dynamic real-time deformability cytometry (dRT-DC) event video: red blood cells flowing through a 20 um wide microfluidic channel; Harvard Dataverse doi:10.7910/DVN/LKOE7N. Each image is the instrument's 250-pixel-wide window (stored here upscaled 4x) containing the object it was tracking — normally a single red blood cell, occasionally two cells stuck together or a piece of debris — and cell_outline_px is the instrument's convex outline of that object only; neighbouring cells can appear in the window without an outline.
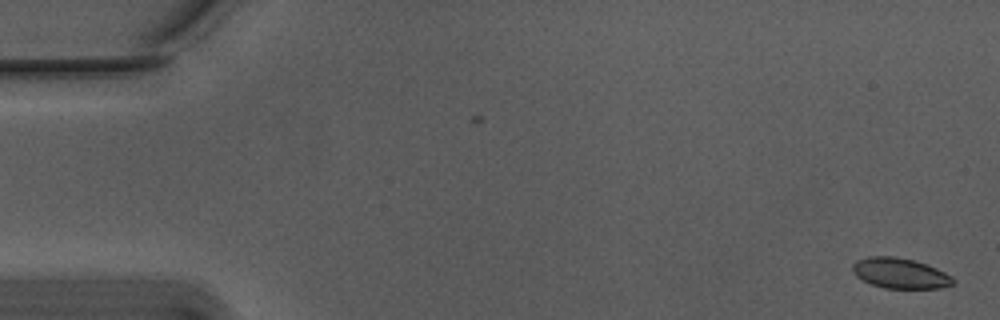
{"species": "Egyptian fruit bat (a non-hibernating species)", "species_latin": "Rousettus aegyptiacus", "temperature_condition": "warm", "stored_images_in_passage": 55, "camera_frame_rate_fps": 3000, "um_per_image_px": 0.085, "animal": {"sex": "male"}, "frame": {"image": 1, "passage_image": 1, "time_ms": 0.0, "image_size_px": [1000, 320], "cell_outline_px": [[956, 284], [940, 288], [884, 288], [872, 284], [856, 276], [852, 272], [852, 264], [856, 260], [868, 256], [892, 256], [912, 260], [936, 268], [952, 276], [956, 280]], "centroid_in_image_um": [76.51, 23.23], "position_along_channel_um": 8.5, "area_um2": 17.8}}
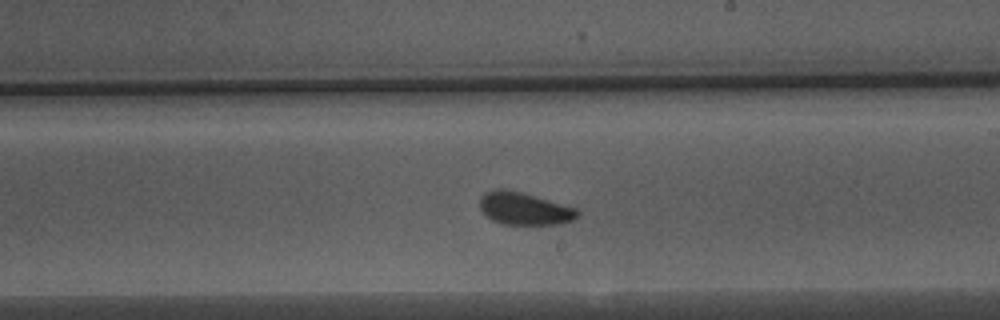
{"frame": {"image": 2, "passage_image": 32, "time_ms": 10.333, "image_size_px": [1000, 320], "cell_outline_px": [[580, 216], [572, 220], [560, 224], [500, 224], [492, 220], [480, 208], [480, 200], [488, 192], [496, 188], [504, 188], [520, 192], [576, 208], [580, 212]], "centroid_in_image_um": [44.59, 17.74], "position_along_channel_um": 244.4, "area_um2": 18.21}}
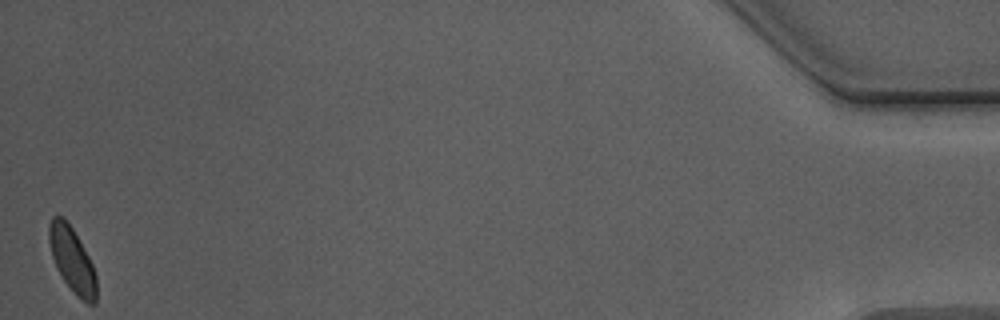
{"frame": {"image": 3, "passage_image": 55, "time_ms": 18.0, "image_size_px": [1000, 320], "cell_outline_px": [[96, 304], [88, 304], [64, 280], [52, 256], [48, 240], [48, 224], [52, 216], [64, 216], [72, 228], [88, 256], [92, 264], [96, 276]], "centroid_in_image_um": [6.12, 22.02], "position_along_channel_um": 429.1, "area_um2": 17.4}, "authors_computed_cell_mechanics": {"area_um2": 18.4382, "velocity_mm_per_s": 3.7052, "shape_relaxation_time_tau1_ms": 3.6962, "shape_relaxation_time_tau2_ms": 1.8429, "deformation_change_tau1": 0.0963, "deformation_change_tau2": 0.0598}}